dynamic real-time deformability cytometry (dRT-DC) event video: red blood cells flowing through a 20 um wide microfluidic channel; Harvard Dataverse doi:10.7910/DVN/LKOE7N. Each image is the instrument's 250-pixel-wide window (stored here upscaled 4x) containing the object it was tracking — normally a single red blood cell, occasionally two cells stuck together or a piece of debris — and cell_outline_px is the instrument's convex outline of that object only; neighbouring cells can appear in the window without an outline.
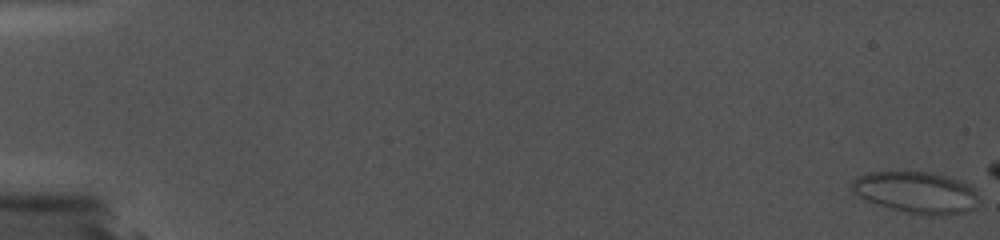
{"species": "common noctule bat (a hibernating species)", "species_latin": "Nyctalus noctula", "temperature_condition": "cold", "stored_images_in_passage": 5, "camera_frame_rate_fps": 5000, "um_per_image_px": 0.085, "animal": {"sex": "female", "body_mass_g": 19.0, "forearm_length_mm": 56.7}, "frame": {"image": 1, "passage_image": 1, "time_ms": 0.0, "image_size_px": [1000, 240], "cell_outline_px": [[976, 196], [972, 208], [964, 212], [936, 216], [932, 216], [908, 212], [876, 204], [856, 196], [848, 188], [848, 184], [856, 176], [868, 172], [928, 172], [948, 176], [960, 180], [968, 184], [976, 192]], "centroid_in_image_um": [77.77, 16.33], "position_along_channel_um": 7.2, "area_um2": 30.69}}